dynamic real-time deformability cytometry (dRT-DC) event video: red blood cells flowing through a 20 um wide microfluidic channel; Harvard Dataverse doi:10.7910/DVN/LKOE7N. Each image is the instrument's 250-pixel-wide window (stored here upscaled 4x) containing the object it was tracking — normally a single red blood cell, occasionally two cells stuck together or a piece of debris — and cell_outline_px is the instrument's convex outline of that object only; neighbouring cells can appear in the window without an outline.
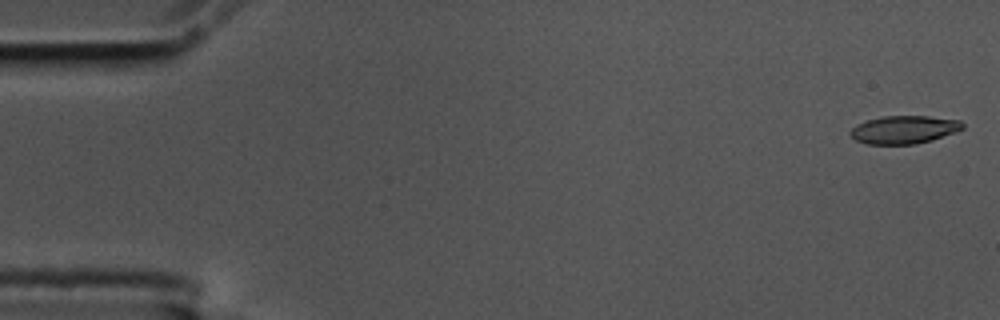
{"species": "common noctule bat (a hibernating species)", "species_latin": "Nyctalus noctula", "temperature_condition": "cold", "stored_images_in_passage": 57, "camera_frame_rate_fps": 3000, "um_per_image_px": 0.085, "animal": {"sex": "male", "body_mass_g": 17.5, "forearm_length_mm": 52.3}, "frame": {"image": 1, "passage_image": 1, "time_ms": 0.0, "image_size_px": [1000, 320], "cell_outline_px": [[964, 128], [956, 132], [932, 140], [916, 144], [864, 144], [856, 140], [848, 132], [856, 124], [868, 120], [884, 116], [928, 116], [960, 120], [964, 124]], "centroid_in_image_um": [76.85, 11.02], "position_along_channel_um": 8.2, "area_um2": 18.38}}
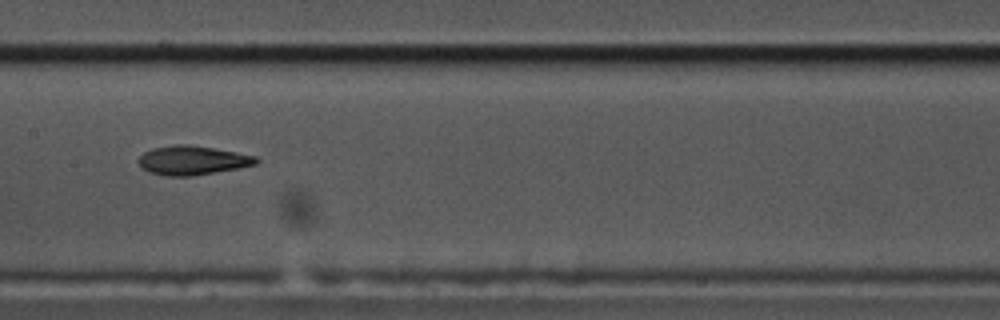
{"frame": {"image": 2, "passage_image": 28, "time_ms": 9.0, "image_size_px": [1000, 320], "cell_outline_px": [[260, 160], [256, 164], [240, 168], [192, 176], [164, 176], [148, 172], [136, 160], [144, 152], [152, 148], [172, 144], [188, 144], [236, 152], [256, 156]], "centroid_in_image_um": [16.34, 13.63], "position_along_channel_um": 191.1, "area_um2": 20.06}}
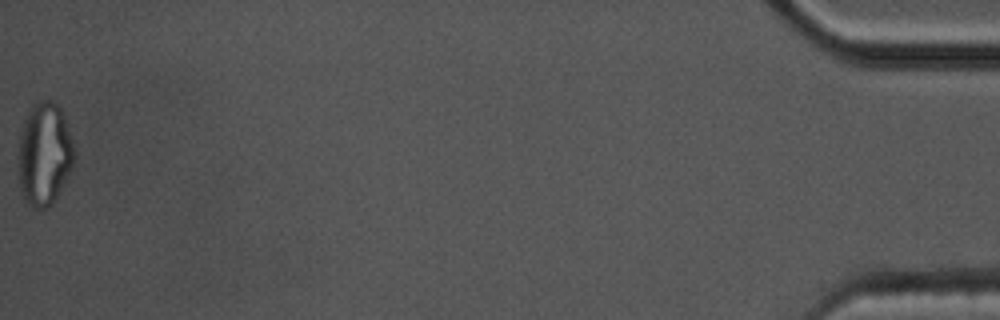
{"frame": {"image": 3, "passage_image": 57, "time_ms": 18.667, "image_size_px": [1000, 320], "cell_outline_px": [[76, 156], [72, 168], [68, 176], [52, 204], [48, 208], [36, 208], [28, 204], [24, 200], [20, 188], [20, 132], [24, 120], [32, 104], [40, 100], [52, 100], [60, 108], [64, 116], [76, 148]], "centroid_in_image_um": [3.81, 13.08], "position_along_channel_um": 431.4, "area_um2": 33.58}, "authors_computed_cell_mechanics": {"area_um2": 19.5942, "velocity_mm_per_s": 3.5182, "shape_relaxation_time_tau1_ms": 6.389, "shape_relaxation_time_tau2_ms": 4.1211, "deformation_change_tau1": 0.2052, "deformation_change_tau2": 0.1257}}